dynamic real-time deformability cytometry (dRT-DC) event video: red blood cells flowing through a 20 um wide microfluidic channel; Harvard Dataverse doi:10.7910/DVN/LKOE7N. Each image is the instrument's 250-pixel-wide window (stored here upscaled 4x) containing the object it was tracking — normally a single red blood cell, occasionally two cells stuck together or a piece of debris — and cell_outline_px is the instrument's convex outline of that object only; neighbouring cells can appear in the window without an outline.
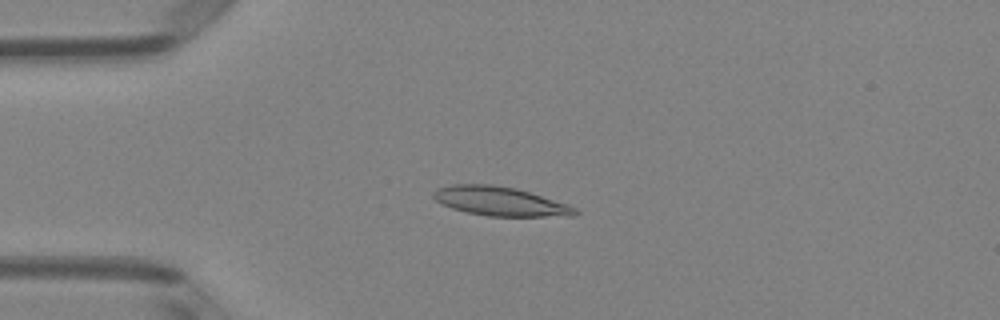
{"species": "Egyptian fruit bat (a non-hibernating species)", "species_latin": "Rousettus aegyptiacus", "temperature_condition": "room temperature", "stored_images_in_passage": 6, "camera_frame_rate_fps": 3000, "um_per_image_px": 0.085, "animal": {"sex": "female"}, "frame": {"image": 1, "passage_image": 3, "time_ms": 0.667, "image_size_px": [1000, 320], "cell_outline_px": [[580, 212], [576, 216], [488, 216], [468, 212], [452, 208], [440, 204], [432, 196], [432, 192], [436, 188], [452, 184], [492, 184], [516, 188], [568, 204], [576, 208]], "centroid_in_image_um": [42.5, 17.1], "position_along_channel_um": 42.5, "area_um2": 24.1}}
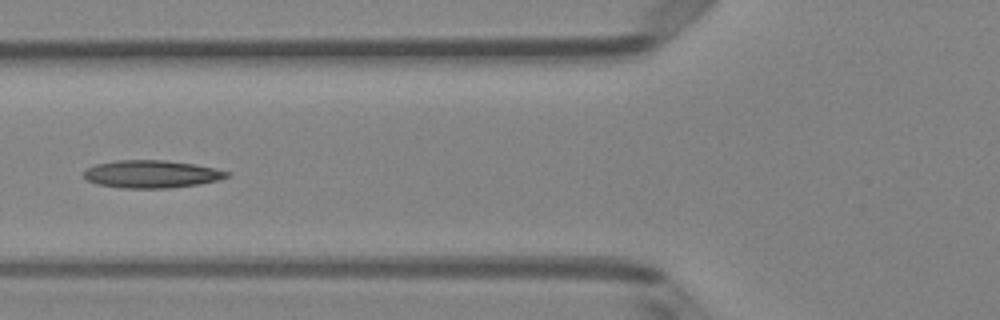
{"frame": {"image": 2, "passage_image": 5, "time_ms": 1.333, "image_size_px": [1000, 320], "cell_outline_px": [[232, 176], [200, 184], [168, 188], [120, 188], [96, 184], [88, 180], [84, 176], [84, 172], [88, 168], [96, 164], [116, 160], [164, 160], [196, 164], [216, 168], [232, 172]], "centroid_in_image_um": [12.93, 14.79], "position_along_channel_um": 112.9, "area_um2": 23.24}}
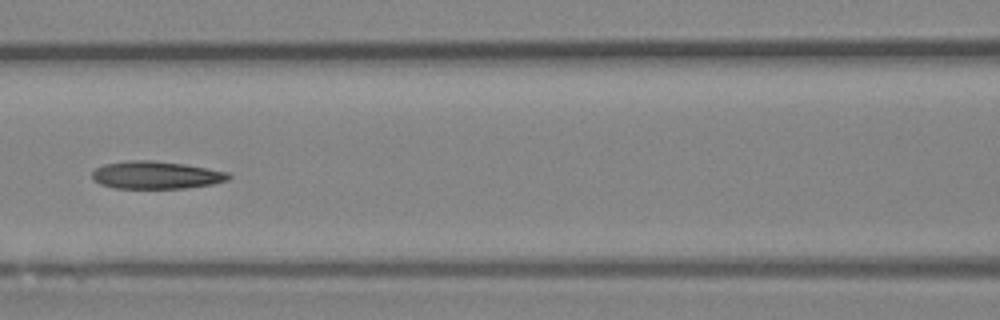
{"frame": {"image": 3, "passage_image": 6, "time_ms": 1.667, "image_size_px": [1000, 320], "cell_outline_px": [[232, 176], [228, 180], [212, 184], [184, 188], [116, 188], [100, 184], [92, 176], [92, 172], [96, 168], [104, 164], [128, 160], [152, 160], [184, 164], [208, 168], [228, 172]], "centroid_in_image_um": [13.28, 14.87], "position_along_channel_um": 153.3, "area_um2": 21.91}}